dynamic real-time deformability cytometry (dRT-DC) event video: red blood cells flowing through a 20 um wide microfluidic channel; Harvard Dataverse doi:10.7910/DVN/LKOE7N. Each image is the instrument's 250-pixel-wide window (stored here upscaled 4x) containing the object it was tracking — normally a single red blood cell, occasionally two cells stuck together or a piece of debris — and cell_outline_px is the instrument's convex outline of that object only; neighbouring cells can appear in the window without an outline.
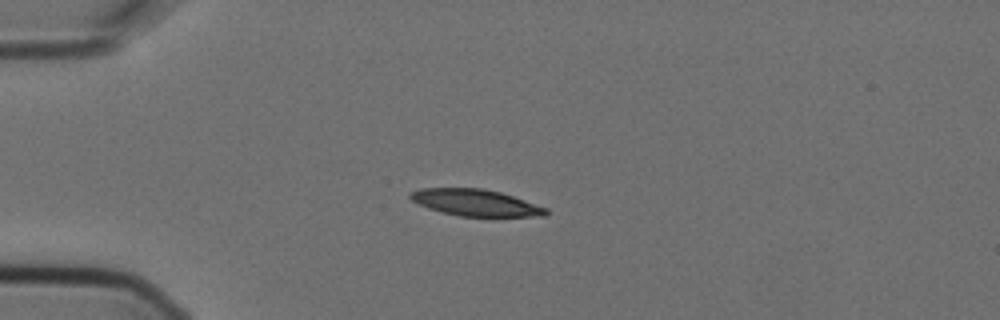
{"species": "Egyptian fruit bat (a non-hibernating species)", "species_latin": "Rousettus aegyptiacus", "temperature_condition": "cold", "stored_images_in_passage": 8, "camera_frame_rate_fps": 3000, "um_per_image_px": 0.085, "animal": {"sex": "female"}, "frame": {"image": 1, "passage_image": 1, "time_ms": 0.0, "image_size_px": [1000, 320], "cell_outline_px": [[548, 216], [460, 216], [440, 212], [428, 208], [412, 200], [408, 196], [412, 192], [420, 188], [484, 188], [500, 192], [548, 208]], "centroid_in_image_um": [40.43, 17.22], "position_along_channel_um": 44.6, "area_um2": 20.92}}
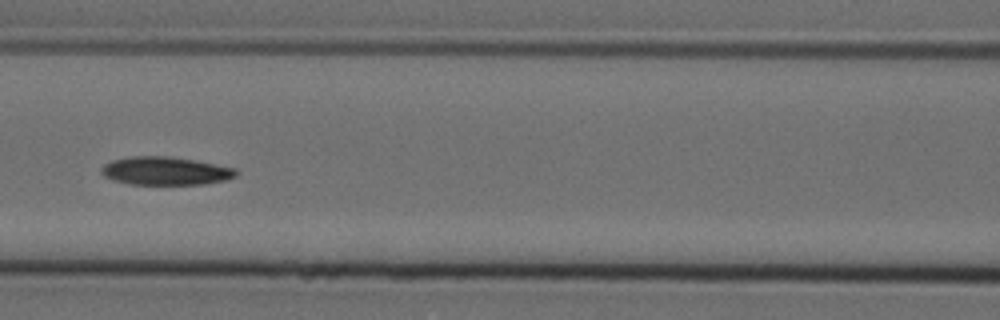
{"frame": {"image": 2, "passage_image": 4, "time_ms": 1.0, "image_size_px": [1000, 320], "cell_outline_px": [[236, 176], [224, 180], [204, 184], [132, 184], [112, 180], [104, 176], [100, 172], [100, 168], [104, 164], [112, 160], [132, 156], [172, 156], [236, 168]], "centroid_in_image_um": [14.02, 14.52], "position_along_channel_um": 152.6, "area_um2": 22.08}}
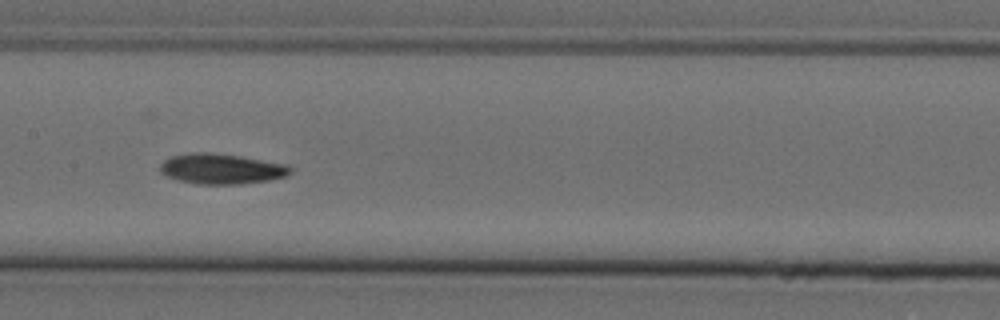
{"frame": {"image": 3, "passage_image": 5, "time_ms": 1.333, "image_size_px": [1000, 320], "cell_outline_px": [[292, 172], [284, 176], [268, 180], [240, 184], [196, 184], [176, 180], [160, 172], [160, 164], [164, 160], [172, 156], [192, 152], [208, 152], [240, 156], [288, 164], [292, 168]], "centroid_in_image_um": [18.81, 14.35], "position_along_channel_um": 188.6, "area_um2": 23.06}}